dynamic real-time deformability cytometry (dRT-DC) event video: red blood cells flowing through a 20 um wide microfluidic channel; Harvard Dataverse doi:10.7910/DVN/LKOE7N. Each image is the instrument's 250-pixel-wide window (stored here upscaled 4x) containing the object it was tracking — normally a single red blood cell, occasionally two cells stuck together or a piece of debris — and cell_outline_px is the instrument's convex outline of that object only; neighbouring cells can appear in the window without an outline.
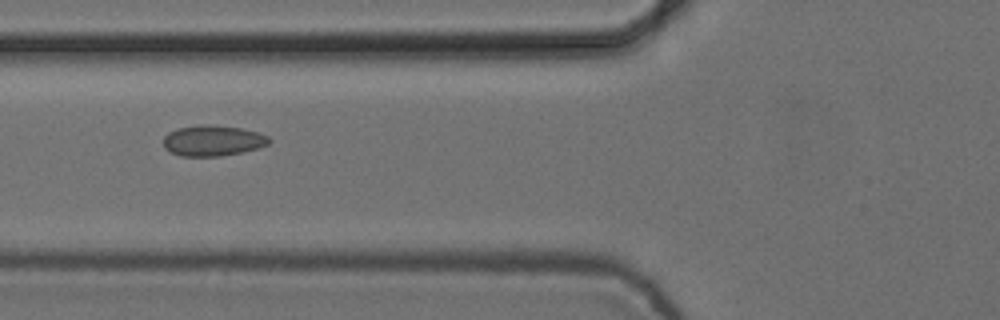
{"species": "common noctule bat (a hibernating species)", "species_latin": "Nyctalus noctula", "temperature_condition": "cold", "stored_images_in_passage": 8, "camera_frame_rate_fps": 3000, "um_per_image_px": 0.085, "animal": {"sex": "female", "body_mass_g": 24.6, "forearm_length_mm": 56.2}, "frame": {"image": 1, "passage_image": 6, "time_ms": 1.667, "image_size_px": [1000, 320], "cell_outline_px": [[272, 140], [268, 144], [256, 148], [240, 152], [220, 156], [180, 156], [164, 148], [164, 136], [168, 132], [176, 128], [200, 124], [204, 124], [240, 128], [260, 132], [268, 136]], "centroid_in_image_um": [18.07, 11.94], "position_along_channel_um": 107.7, "area_um2": 18.9}}
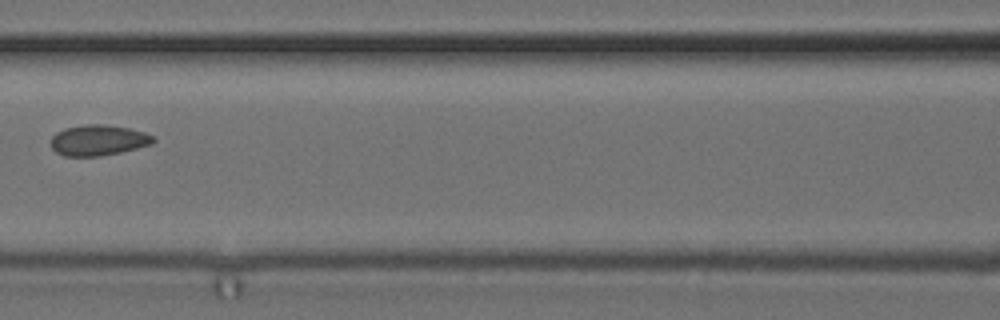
{"frame": {"image": 2, "passage_image": 7, "time_ms": 2.0, "image_size_px": [1000, 320], "cell_outline_px": [[156, 140], [152, 144], [120, 152], [100, 156], [64, 156], [56, 152], [52, 148], [52, 136], [56, 132], [68, 128], [84, 124], [104, 124], [128, 128], [144, 132], [156, 136]], "centroid_in_image_um": [8.38, 11.92], "position_along_channel_um": 158.2, "area_um2": 18.26}}
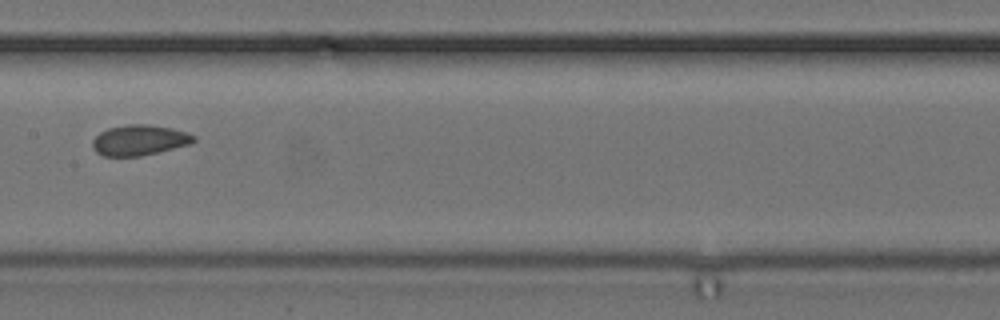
{"frame": {"image": 3, "passage_image": 8, "time_ms": 2.333, "image_size_px": [1000, 320], "cell_outline_px": [[196, 140], [188, 144], [140, 156], [104, 156], [96, 152], [92, 148], [92, 140], [100, 132], [108, 128], [128, 124], [148, 124], [172, 128], [196, 136]], "centroid_in_image_um": [11.8, 11.9], "position_along_channel_um": 195.6, "area_um2": 17.8}}